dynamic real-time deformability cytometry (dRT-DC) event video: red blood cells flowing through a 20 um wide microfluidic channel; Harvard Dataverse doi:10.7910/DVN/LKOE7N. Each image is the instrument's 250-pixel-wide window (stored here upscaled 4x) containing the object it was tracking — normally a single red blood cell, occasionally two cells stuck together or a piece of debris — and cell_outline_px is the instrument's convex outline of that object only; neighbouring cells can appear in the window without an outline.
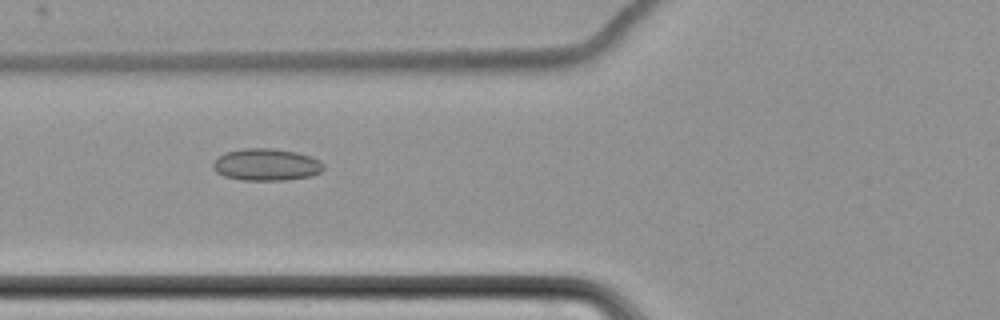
{"species": "common noctule bat (a hibernating species)", "species_latin": "Nyctalus noctula", "temperature_condition": "cold", "stored_images_in_passage": 15, "camera_frame_rate_fps": 3000, "um_per_image_px": 0.085, "animal": {"sex": "female", "body_mass_g": 22.7, "forearm_length_mm": 54.2}, "frame": {"image": 1, "passage_image": 6, "time_ms": 7.667, "image_size_px": [1000, 320], "cell_outline_px": [[324, 168], [320, 172], [312, 176], [284, 180], [244, 180], [224, 176], [216, 172], [212, 168], [212, 164], [224, 152], [244, 148], [272, 148], [296, 152], [312, 156], [320, 160], [324, 164]], "centroid_in_image_um": [22.66, 13.99], "position_along_channel_um": 103.1, "area_um2": 20.75}}
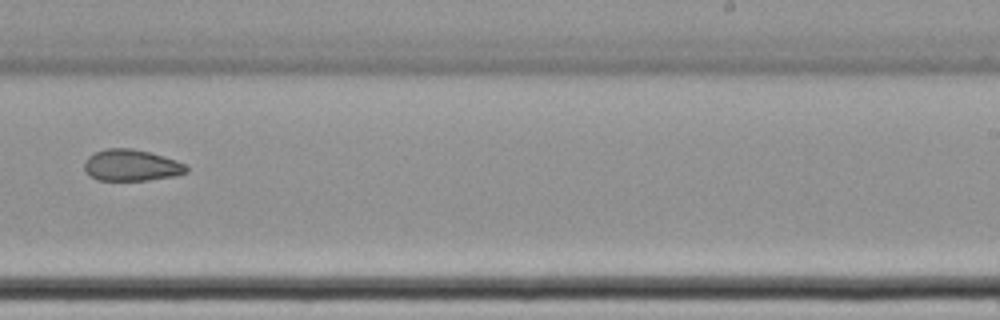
{"frame": {"image": 2, "passage_image": 10, "time_ms": 12.667, "image_size_px": [1000, 320], "cell_outline_px": [[188, 172], [176, 176], [148, 180], [96, 180], [88, 176], [84, 168], [84, 160], [88, 156], [96, 152], [108, 148], [132, 148], [164, 156], [176, 160], [184, 164], [188, 168]], "centroid_in_image_um": [11.15, 14.06], "position_along_channel_um": 277.9, "area_um2": 18.84}}
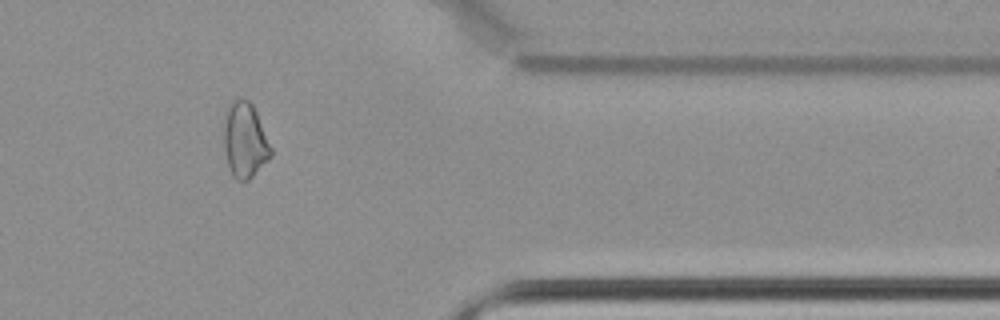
{"frame": {"image": 3, "passage_image": 13, "time_ms": 16.333, "image_size_px": [1000, 320], "cell_outline_px": [[272, 156], [248, 180], [236, 180], [232, 176], [228, 164], [224, 148], [224, 124], [228, 104], [232, 100], [248, 100], [252, 104], [256, 112], [272, 148]], "centroid_in_image_um": [20.81, 11.93], "position_along_channel_um": 390.6, "area_um2": 20.4}, "authors_computed_cell_mechanics": {"area_um2": 20.7502, "velocity_mm_per_s": 3.5072, "shape_relaxation_time_tau1_ms": null, "shape_relaxation_time_tau2_ms": 3.5407, "deformation_change_tau1": null, "deformation_change_tau2": 0.0739}}